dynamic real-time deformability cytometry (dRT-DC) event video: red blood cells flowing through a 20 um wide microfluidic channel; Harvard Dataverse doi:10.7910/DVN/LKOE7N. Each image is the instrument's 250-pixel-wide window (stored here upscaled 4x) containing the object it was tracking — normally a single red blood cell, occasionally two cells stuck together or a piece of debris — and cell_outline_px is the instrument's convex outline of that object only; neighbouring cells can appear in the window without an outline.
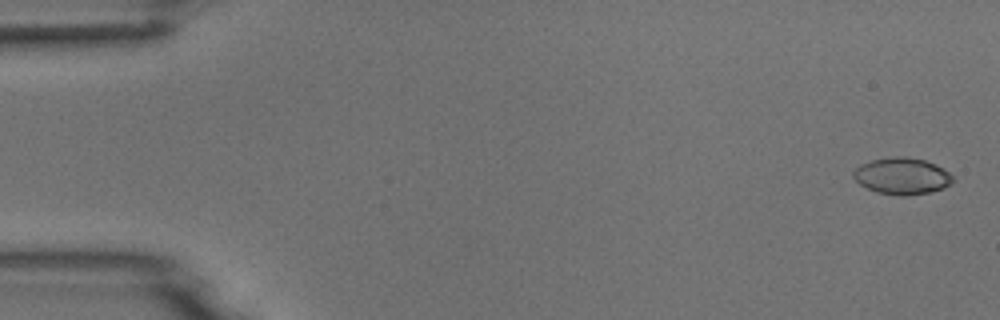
{"species": "common noctule bat (a hibernating species)", "species_latin": "Nyctalus noctula", "temperature_condition": "room temperature", "stored_images_in_passage": 5, "camera_frame_rate_fps": 3000, "um_per_image_px": 0.085, "animal": {"sex": "male", "body_mass_g": 18.8}, "frame": {"image": 1, "passage_image": 1, "time_ms": 0.0, "image_size_px": [1000, 320], "cell_outline_px": [[956, 180], [952, 184], [944, 188], [928, 192], [904, 196], [900, 196], [876, 192], [860, 184], [852, 176], [852, 172], [856, 168], [872, 160], [896, 156], [904, 156], [924, 160], [936, 164], [944, 168]], "centroid_in_image_um": [76.71, 14.97], "position_along_channel_um": 8.3, "area_um2": 21.21}}
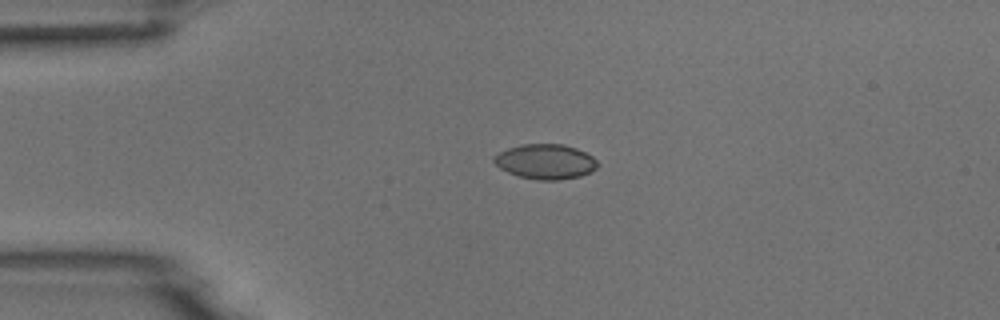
{"frame": {"image": 2, "passage_image": 4, "time_ms": 1.0, "image_size_px": [1000, 320], "cell_outline_px": [[600, 164], [596, 168], [580, 176], [556, 180], [536, 180], [520, 176], [508, 172], [500, 168], [492, 160], [492, 156], [508, 148], [520, 144], [564, 144], [576, 148], [592, 156]], "centroid_in_image_um": [46.35, 13.73], "position_along_channel_um": 38.7, "area_um2": 21.04}}